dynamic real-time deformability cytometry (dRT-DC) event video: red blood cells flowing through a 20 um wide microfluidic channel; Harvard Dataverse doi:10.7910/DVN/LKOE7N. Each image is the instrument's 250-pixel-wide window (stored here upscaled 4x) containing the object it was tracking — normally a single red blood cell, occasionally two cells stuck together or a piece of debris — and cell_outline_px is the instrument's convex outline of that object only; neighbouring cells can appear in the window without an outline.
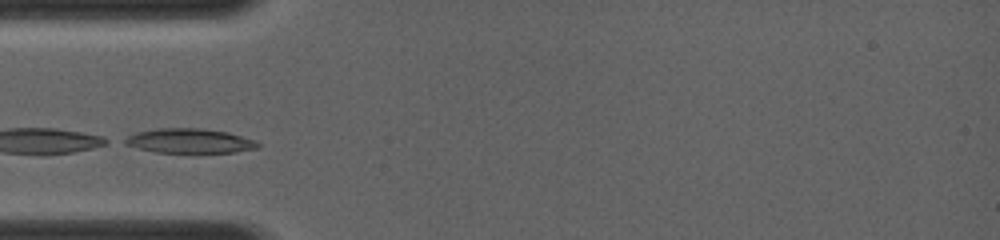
{"species": "common noctule bat (a hibernating species)", "species_latin": "Nyctalus noctula", "temperature_condition": "room temperature", "stored_images_in_passage": 11, "camera_frame_rate_fps": 4000, "um_per_image_px": 0.085, "animal": {"sex": "female", "body_mass_g": 19.0, "forearm_length_mm": 56.7}, "frame": {"image": 1, "passage_image": 1, "time_ms": 0.0, "image_size_px": [1000, 240], "cell_outline_px": [[260, 148], [232, 152], [156, 152], [124, 144], [120, 140], [136, 132], [156, 128], [204, 128], [228, 132], [256, 140], [260, 144]], "centroid_in_image_um": [16.12, 11.96], "position_along_channel_um": 68.9, "area_um2": 19.07}}
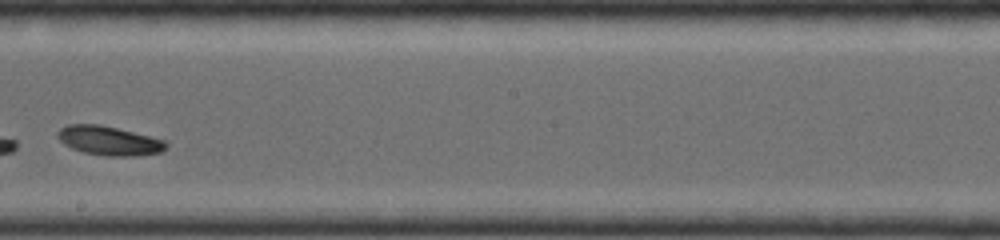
{"frame": {"image": 2, "passage_image": 7, "time_ms": 3.75, "image_size_px": [1000, 240], "cell_outline_px": [[168, 144], [160, 152], [136, 156], [104, 156], [84, 152], [72, 148], [64, 144], [56, 136], [56, 132], [60, 128], [68, 124], [100, 124], [164, 140]], "centroid_in_image_um": [9.21, 11.96], "position_along_channel_um": 239.0, "area_um2": 18.26}}
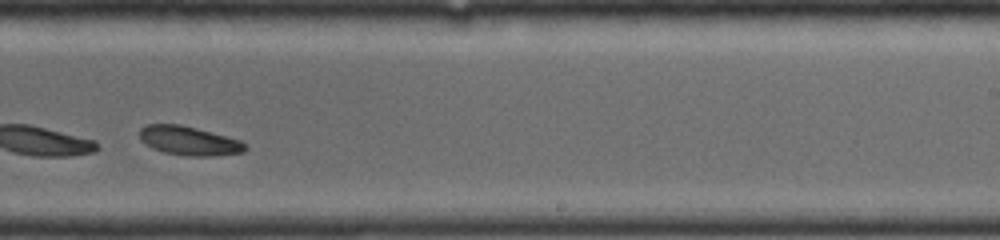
{"frame": {"image": 3, "passage_image": 8, "time_ms": 4.5, "image_size_px": [1000, 240], "cell_outline_px": [[248, 148], [244, 152], [212, 156], [188, 156], [164, 152], [152, 148], [140, 140], [140, 128], [148, 124], [180, 124], [196, 128], [240, 140]], "centroid_in_image_um": [16.05, 11.97], "position_along_channel_um": 272.9, "area_um2": 17.74}}